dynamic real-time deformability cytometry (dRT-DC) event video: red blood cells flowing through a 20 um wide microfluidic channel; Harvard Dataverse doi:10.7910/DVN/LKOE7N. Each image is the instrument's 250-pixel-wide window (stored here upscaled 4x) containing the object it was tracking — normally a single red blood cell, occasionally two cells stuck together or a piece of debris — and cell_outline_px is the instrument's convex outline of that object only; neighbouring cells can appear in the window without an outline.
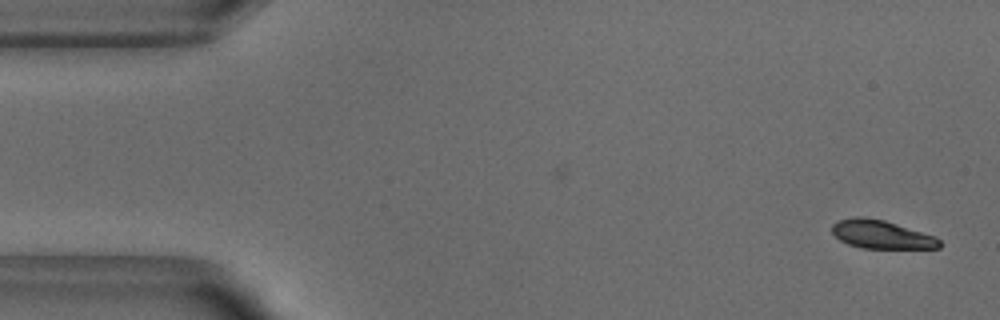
{"species": "common noctule bat (a hibernating species)", "species_latin": "Nyctalus noctula", "temperature_condition": "warm", "stored_images_in_passage": 40, "camera_frame_rate_fps": 3000, "um_per_image_px": 0.085, "animal": {"sex": "male", "body_mass_g": 18.8}, "frame": {"image": 1, "passage_image": 1, "time_ms": 0.0, "image_size_px": [1000, 320], "cell_outline_px": [[940, 248], [860, 248], [848, 244], [840, 240], [832, 232], [832, 224], [836, 220], [856, 216], [864, 216], [884, 220], [936, 236], [940, 240]], "centroid_in_image_um": [74.89, 19.92], "position_along_channel_um": 10.1, "area_um2": 17.86}}
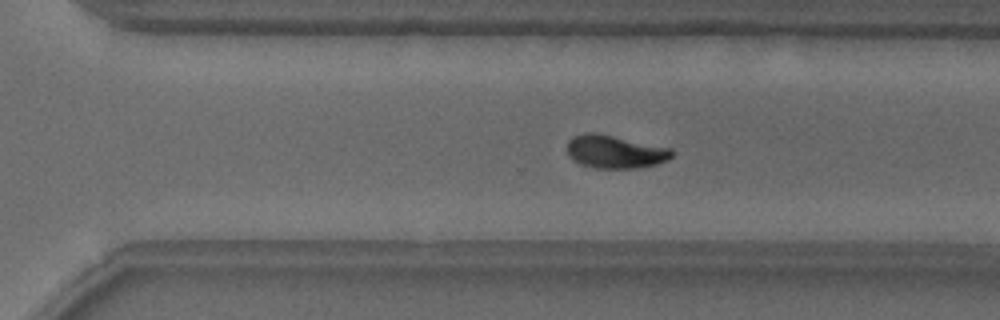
{"frame": {"image": 2, "passage_image": 34, "time_ms": 11.0, "image_size_px": [1000, 320], "cell_outline_px": [[676, 152], [668, 160], [656, 164], [636, 168], [596, 168], [580, 164], [572, 160], [568, 156], [568, 140], [572, 136], [584, 132], [596, 132], [672, 148]], "centroid_in_image_um": [52.28, 12.88], "position_along_channel_um": 318.3, "area_um2": 20.46}}
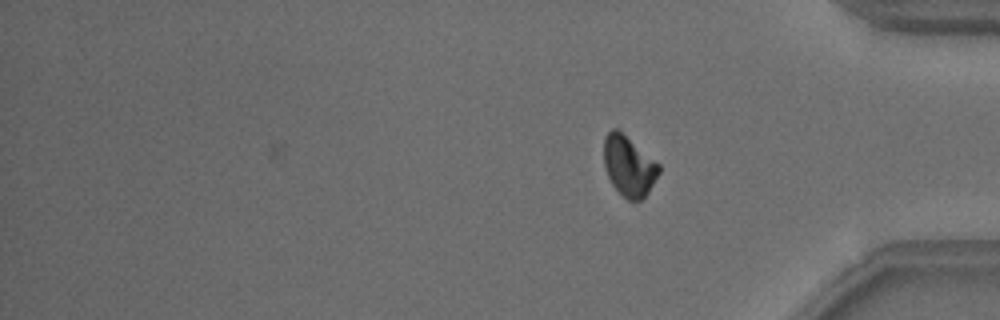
{"frame": {"image": 3, "passage_image": 40, "time_ms": 13.0, "image_size_px": [1000, 320], "cell_outline_px": [[660, 172], [648, 192], [640, 200], [628, 200], [612, 184], [608, 176], [604, 164], [604, 136], [612, 128], [616, 128], [660, 164]], "centroid_in_image_um": [53.45, 14.1], "position_along_channel_um": 381.8, "area_um2": 19.02}, "authors_computed_cell_mechanics": {"area_um2": 20.2878, "velocity_mm_per_s": 3.8346, "shape_relaxation_time_tau1_ms": 3.3789, "shape_relaxation_time_tau2_ms": 11.1879, "deformation_change_tau1": 0.1313, "deformation_change_tau2": 0.1089}}